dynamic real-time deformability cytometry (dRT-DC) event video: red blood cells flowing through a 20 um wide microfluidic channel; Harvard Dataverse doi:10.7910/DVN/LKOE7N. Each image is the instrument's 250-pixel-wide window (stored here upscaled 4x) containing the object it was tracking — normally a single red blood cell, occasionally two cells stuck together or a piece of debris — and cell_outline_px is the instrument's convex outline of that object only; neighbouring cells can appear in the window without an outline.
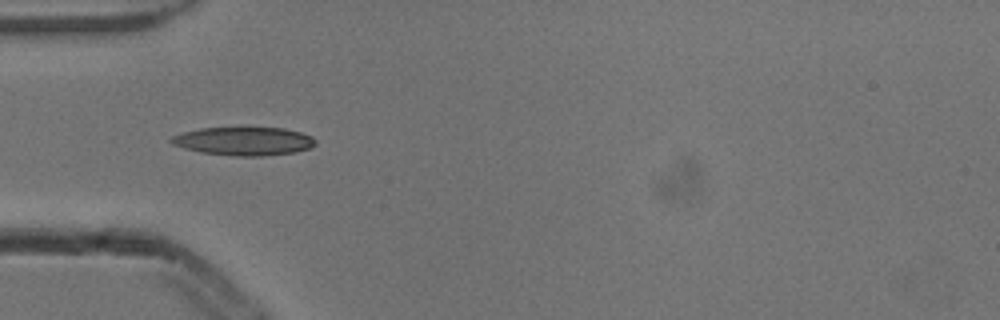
{"species": "common noctule bat (a hibernating species)", "species_latin": "Nyctalus noctula", "temperature_condition": "cold", "stored_images_in_passage": 2, "camera_frame_rate_fps": 3000, "um_per_image_px": 0.085, "animal": {"sex": "male", "body_mass_g": 13.3}, "frame": {"image": 1, "passage_image": 2, "time_ms": 0.333, "image_size_px": [1000, 320], "cell_outline_px": [[316, 144], [308, 148], [296, 152], [260, 156], [236, 156], [200, 152], [184, 148], [172, 144], [168, 140], [172, 136], [184, 132], [200, 128], [284, 128], [300, 132], [312, 136], [316, 140]], "centroid_in_image_um": [20.72, 12.0], "position_along_channel_um": 64.3, "area_um2": 23.76}}